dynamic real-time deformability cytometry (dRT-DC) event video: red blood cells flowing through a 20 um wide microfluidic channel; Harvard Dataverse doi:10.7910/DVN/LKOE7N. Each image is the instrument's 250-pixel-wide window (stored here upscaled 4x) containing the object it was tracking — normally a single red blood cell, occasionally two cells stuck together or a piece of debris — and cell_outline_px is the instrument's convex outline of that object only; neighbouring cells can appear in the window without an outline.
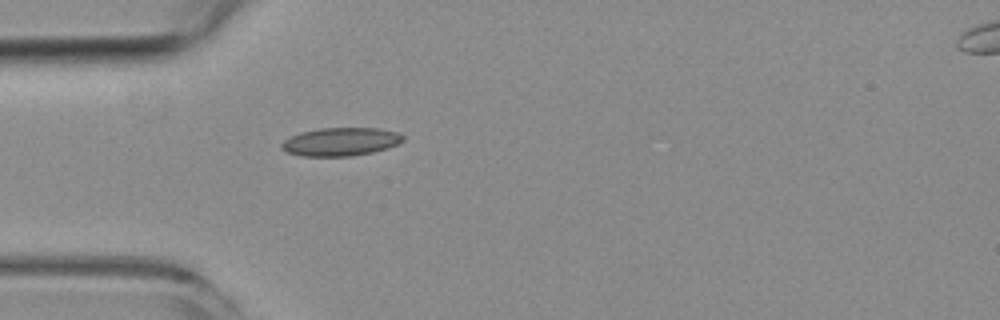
{"species": "common noctule bat (a hibernating species)", "species_latin": "Nyctalus noctula", "temperature_condition": "room temperature", "stored_images_in_passage": 1, "camera_frame_rate_fps": 3000, "um_per_image_px": 0.085, "animal": {"sex": "female", "body_mass_g": 19.3, "forearm_length_mm": 54.1}, "frame": {"image": 1, "passage_image": 1, "time_ms": 0.0, "image_size_px": [1000, 320], "cell_outline_px": [[404, 140], [388, 148], [372, 152], [352, 156], [300, 156], [288, 152], [280, 148], [280, 144], [284, 140], [300, 132], [320, 128], [380, 128], [400, 132], [404, 136]], "centroid_in_image_um": [28.97, 12.04], "position_along_channel_um": 56.0, "area_um2": 20.11}}